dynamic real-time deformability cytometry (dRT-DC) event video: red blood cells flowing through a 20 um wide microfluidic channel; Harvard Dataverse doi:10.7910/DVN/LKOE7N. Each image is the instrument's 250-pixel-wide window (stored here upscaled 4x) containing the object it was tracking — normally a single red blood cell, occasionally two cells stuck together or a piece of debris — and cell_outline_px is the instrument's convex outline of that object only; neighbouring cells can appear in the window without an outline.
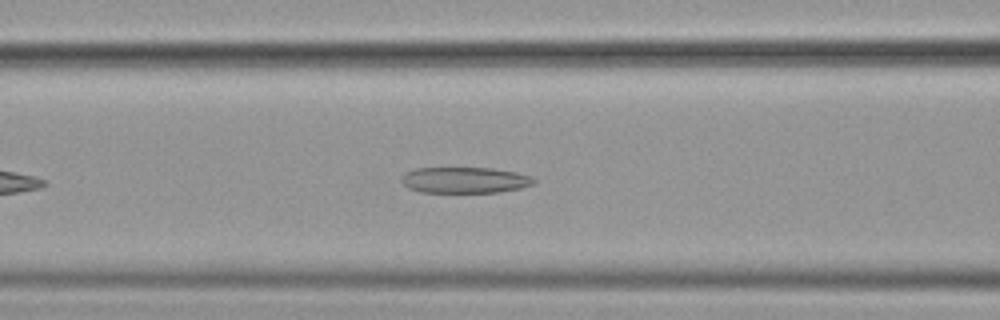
{"species": "common noctule bat (a hibernating species)", "species_latin": "Nyctalus noctula", "temperature_condition": "cold", "stored_images_in_passage": 39, "camera_frame_rate_fps": 3000, "um_per_image_px": 0.085, "animal": {"sex": "female", "body_mass_g": 19.9}, "frame": {"image": 1, "passage_image": 11, "time_ms": 3.333, "image_size_px": [1000, 320], "cell_outline_px": [[536, 184], [520, 188], [500, 192], [420, 192], [408, 188], [400, 180], [404, 172], [416, 168], [492, 168], [516, 172], [532, 176], [536, 180]], "centroid_in_image_um": [39.52, 15.3], "position_along_channel_um": 127.1, "area_um2": 20.23}}
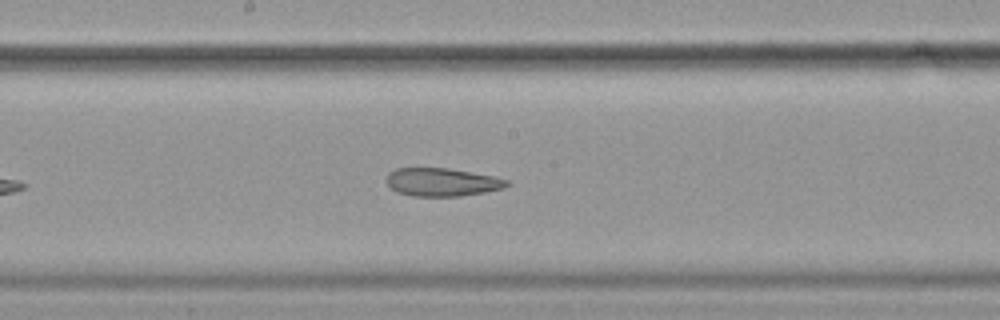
{"frame": {"image": 2, "passage_image": 18, "time_ms": 5.667, "image_size_px": [1000, 320], "cell_outline_px": [[508, 184], [504, 188], [484, 192], [460, 196], [412, 196], [396, 192], [388, 184], [388, 172], [396, 168], [448, 168], [496, 176], [508, 180]], "centroid_in_image_um": [37.58, 15.47], "position_along_channel_um": 210.6, "area_um2": 19.71}}
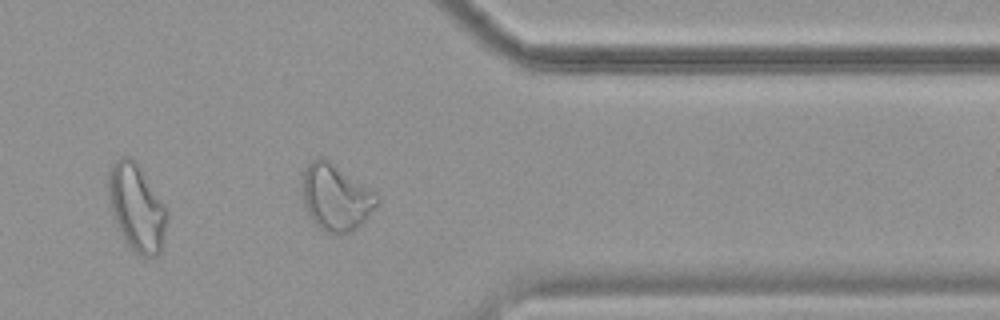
{"frame": {"image": 3, "passage_image": 33, "time_ms": 10.667, "image_size_px": [1000, 320], "cell_outline_px": [[380, 200], [364, 220], [352, 232], [328, 232], [320, 228], [312, 220], [304, 204], [300, 176], [304, 168], [312, 160], [320, 156], [328, 160], [376, 192]], "centroid_in_image_um": [28.51, 16.73], "position_along_channel_um": 382.9, "area_um2": 28.67}}